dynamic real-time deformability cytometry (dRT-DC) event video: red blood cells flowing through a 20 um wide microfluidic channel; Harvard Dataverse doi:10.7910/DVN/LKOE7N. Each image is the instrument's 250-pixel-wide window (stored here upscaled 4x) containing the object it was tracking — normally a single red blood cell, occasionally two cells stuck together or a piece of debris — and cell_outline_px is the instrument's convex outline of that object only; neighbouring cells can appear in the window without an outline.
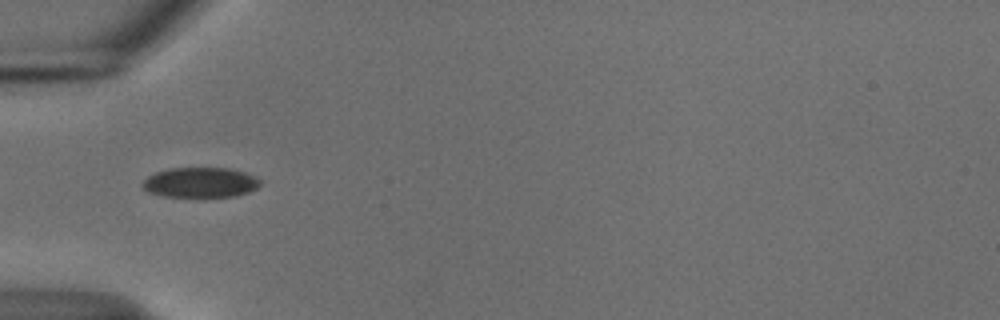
{"species": "common noctule bat (a hibernating species)", "species_latin": "Nyctalus noctula", "temperature_condition": "cold", "stored_images_in_passage": 4, "camera_frame_rate_fps": 3000, "um_per_image_px": 0.085, "animal": {"sex": "male", "body_mass_g": 18.8}, "frame": {"image": 1, "passage_image": 1, "time_ms": 0.0, "image_size_px": [1000, 320], "cell_outline_px": [[260, 184], [256, 188], [248, 192], [236, 196], [204, 200], [164, 196], [148, 192], [144, 188], [144, 180], [148, 176], [156, 172], [168, 168], [228, 168], [244, 172], [260, 180]], "centroid_in_image_um": [17.03, 15.56], "position_along_channel_um": 68.0, "area_um2": 21.33}}